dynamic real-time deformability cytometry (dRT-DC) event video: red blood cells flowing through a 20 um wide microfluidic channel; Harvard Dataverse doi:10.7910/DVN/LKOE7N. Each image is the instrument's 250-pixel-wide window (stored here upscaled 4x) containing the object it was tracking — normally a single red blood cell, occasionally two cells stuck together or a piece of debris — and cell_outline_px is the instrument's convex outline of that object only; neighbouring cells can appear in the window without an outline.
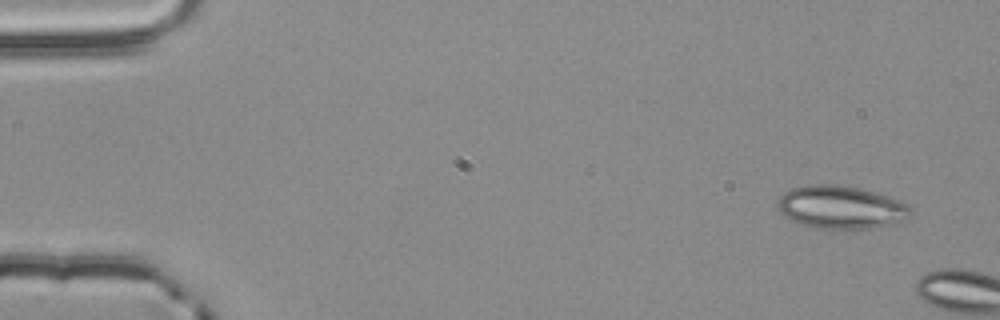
{"species": "common noctule bat (a hibernating species)", "species_latin": "Nyctalus noctula", "temperature_condition": "room temperature", "stored_images_in_passage": 2, "camera_frame_rate_fps": 3000, "um_per_image_px": 0.085, "animal": {"sex": "male", "body_mass_g": 20.4}, "frame": {"image": 1, "passage_image": 1, "time_ms": 0.0, "image_size_px": [1000, 320], "cell_outline_px": [[912, 216], [904, 220], [892, 224], [868, 228], [816, 228], [792, 220], [784, 216], [780, 212], [776, 204], [780, 196], [784, 192], [792, 188], [812, 184], [840, 184], [860, 188], [876, 192], [908, 204], [912, 212]], "centroid_in_image_um": [71.48, 17.6], "position_along_channel_um": 13.5, "area_um2": 33.23}}